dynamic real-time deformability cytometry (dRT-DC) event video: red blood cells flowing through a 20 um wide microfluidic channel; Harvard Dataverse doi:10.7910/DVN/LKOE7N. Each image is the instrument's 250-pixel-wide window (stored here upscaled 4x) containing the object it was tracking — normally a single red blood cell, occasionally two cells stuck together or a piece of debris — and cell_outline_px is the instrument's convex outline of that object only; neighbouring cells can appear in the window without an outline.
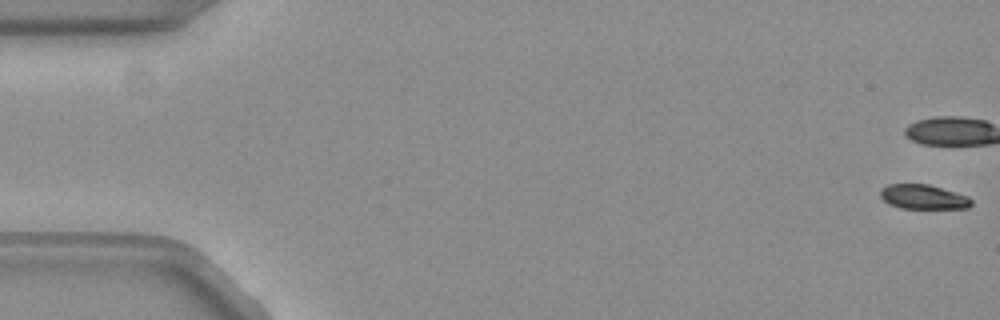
{"species": "common noctule bat (a hibernating species)", "species_latin": "Nyctalus noctula", "temperature_condition": "warm", "stored_images_in_passage": 54, "camera_frame_rate_fps": 3000, "um_per_image_px": 0.085, "animal": {"sex": "female", "body_mass_g": 19.3, "forearm_length_mm": 54.1}, "frame": {"image": 1, "passage_image": 1, "time_ms": 0.0, "image_size_px": [1000, 320], "cell_outline_px": [[972, 204], [968, 208], [900, 208], [888, 204], [880, 196], [880, 188], [888, 184], [928, 184], [968, 196], [972, 200]], "centroid_in_image_um": [78.45, 16.73], "position_along_channel_um": 6.5, "area_um2": 13.01}, "authors_computed_cell_mechanics": {"area_um2": 16.3574, "velocity_mm_per_s": 3.8326, "shape_relaxation_time_tau1_ms": 2.0509, "shape_relaxation_time_tau2_ms": null, "deformation_change_tau1": 0.1336, "deformation_change_tau2": null}}